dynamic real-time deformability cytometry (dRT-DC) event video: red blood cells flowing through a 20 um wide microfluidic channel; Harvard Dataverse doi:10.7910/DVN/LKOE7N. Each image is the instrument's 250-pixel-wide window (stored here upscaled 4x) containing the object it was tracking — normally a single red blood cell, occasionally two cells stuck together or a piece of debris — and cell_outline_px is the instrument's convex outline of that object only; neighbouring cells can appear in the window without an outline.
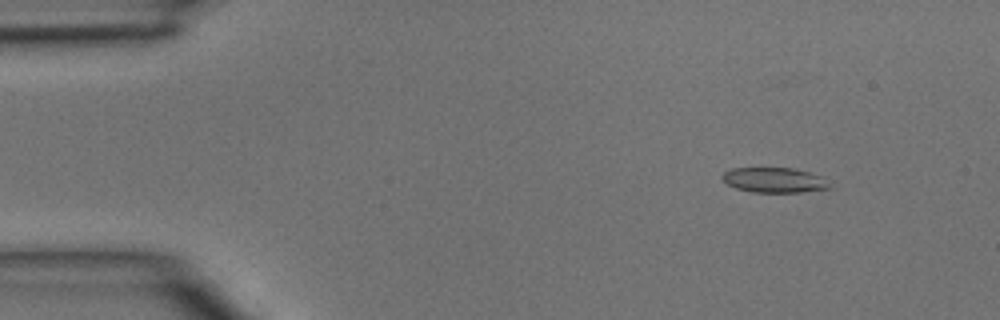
{"species": "common noctule bat (a hibernating species)", "species_latin": "Nyctalus noctula", "temperature_condition": "room temperature", "stored_images_in_passage": 4, "camera_frame_rate_fps": 3000, "um_per_image_px": 0.085, "animal": {"sex": "male", "body_mass_g": 15.6}, "frame": {"image": 1, "passage_image": 2, "time_ms": 0.333, "image_size_px": [1000, 320], "cell_outline_px": [[832, 188], [800, 192], [752, 192], [736, 188], [728, 184], [720, 176], [724, 172], [732, 168], [792, 168], [808, 172], [820, 176]], "centroid_in_image_um": [65.77, 15.31], "position_along_channel_um": 19.2, "area_um2": 15.43}}
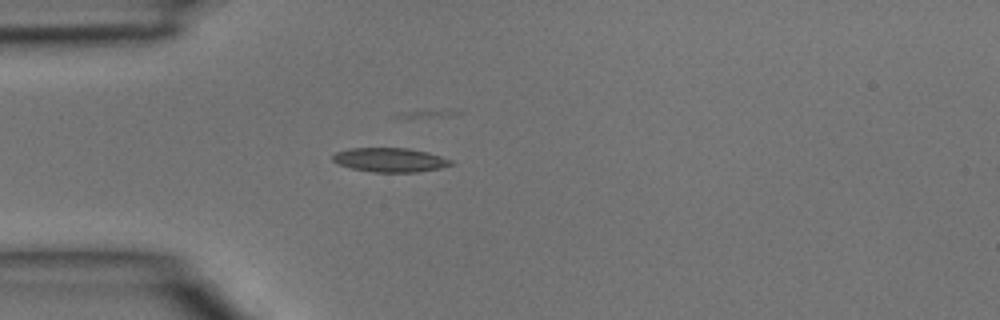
{"frame": {"image": 2, "passage_image": 4, "time_ms": 1.0, "image_size_px": [1000, 320], "cell_outline_px": [[456, 164], [440, 168], [416, 172], [372, 172], [352, 168], [340, 164], [332, 160], [332, 156], [336, 152], [352, 148], [408, 148], [428, 152], [452, 160]], "centroid_in_image_um": [33.19, 13.59], "position_along_channel_um": 51.8, "area_um2": 16.59}}